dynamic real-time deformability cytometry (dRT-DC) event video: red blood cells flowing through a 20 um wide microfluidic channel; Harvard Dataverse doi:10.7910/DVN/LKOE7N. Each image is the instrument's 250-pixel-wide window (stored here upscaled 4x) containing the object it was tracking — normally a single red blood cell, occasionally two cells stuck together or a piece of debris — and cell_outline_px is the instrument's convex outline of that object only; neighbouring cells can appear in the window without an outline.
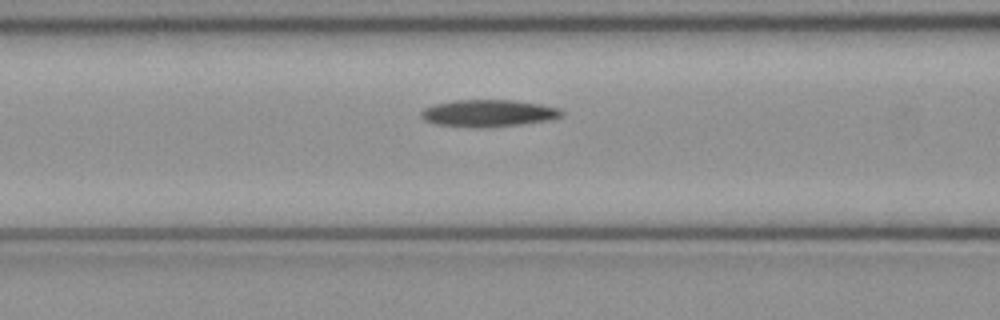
{"species": "common noctule bat (a hibernating species)", "species_latin": "Nyctalus noctula", "temperature_condition": "cold", "stored_images_in_passage": 47, "camera_frame_rate_fps": 3000, "um_per_image_px": 0.085, "animal": {"sex": "female", "body_mass_g": 21.9}, "frame": {"image": 1, "passage_image": 17, "time_ms": 5.333, "image_size_px": [1000, 320], "cell_outline_px": [[564, 116], [552, 120], [520, 124], [484, 128], [476, 128], [436, 124], [424, 120], [420, 116], [420, 112], [424, 108], [436, 104], [452, 100], [516, 100], [540, 104], [560, 108], [564, 112]], "centroid_in_image_um": [41.54, 9.62], "position_along_channel_um": 125.1, "area_um2": 22.43}}
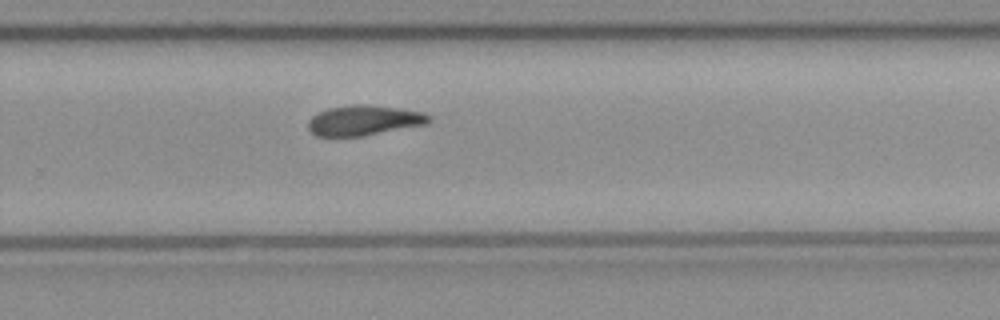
{"frame": {"image": 2, "passage_image": 30, "time_ms": 9.667, "image_size_px": [1000, 320], "cell_outline_px": [[432, 120], [428, 124], [360, 136], [316, 136], [308, 128], [308, 120], [312, 116], [328, 108], [352, 104], [364, 104], [400, 108], [424, 112], [432, 116]], "centroid_in_image_um": [30.97, 10.22], "position_along_channel_um": 298.8, "area_um2": 21.27}}
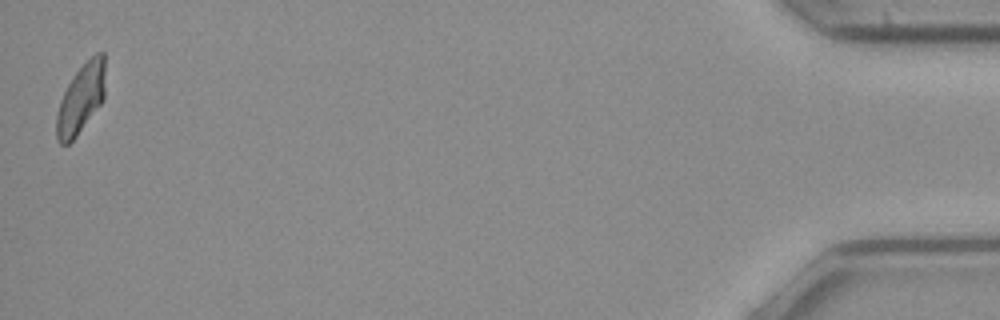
{"frame": {"image": 3, "passage_image": 47, "time_ms": 15.333, "image_size_px": [1000, 320], "cell_outline_px": [[104, 100], [76, 136], [68, 144], [60, 144], [56, 140], [56, 116], [60, 100], [72, 76], [96, 52], [104, 52]], "centroid_in_image_um": [6.86, 8.41], "position_along_channel_um": 428.3, "area_um2": 19.54}, "authors_computed_cell_mechanics": {"area_um2": 21.4438, "velocity_mm_per_s": 4.0159, "shape_relaxation_time_tau1_ms": 3.9531, "shape_relaxation_time_tau2_ms": 6.7223, "deformation_change_tau1": 0.1431, "deformation_change_tau2": 0.1526}}